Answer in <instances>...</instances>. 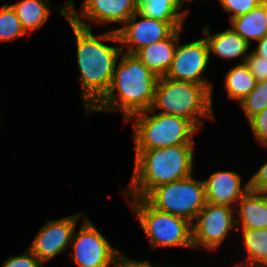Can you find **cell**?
Returning <instances> with one entry per match:
<instances>
[{"instance_id":"277c9868","label":"cell","mask_w":267,"mask_h":267,"mask_svg":"<svg viewBox=\"0 0 267 267\" xmlns=\"http://www.w3.org/2000/svg\"><path fill=\"white\" fill-rule=\"evenodd\" d=\"M212 95L203 85L158 77L150 109L160 114L182 116L200 129L204 124L201 119H215Z\"/></svg>"},{"instance_id":"f546056e","label":"cell","mask_w":267,"mask_h":267,"mask_svg":"<svg viewBox=\"0 0 267 267\" xmlns=\"http://www.w3.org/2000/svg\"><path fill=\"white\" fill-rule=\"evenodd\" d=\"M148 260H135L130 259L125 256H122V254L116 259L114 267H157L155 265H152ZM159 267V266H158Z\"/></svg>"},{"instance_id":"484cf974","label":"cell","mask_w":267,"mask_h":267,"mask_svg":"<svg viewBox=\"0 0 267 267\" xmlns=\"http://www.w3.org/2000/svg\"><path fill=\"white\" fill-rule=\"evenodd\" d=\"M258 143L267 147V107L248 121Z\"/></svg>"},{"instance_id":"7a4b0ae2","label":"cell","mask_w":267,"mask_h":267,"mask_svg":"<svg viewBox=\"0 0 267 267\" xmlns=\"http://www.w3.org/2000/svg\"><path fill=\"white\" fill-rule=\"evenodd\" d=\"M121 56L118 65L116 62L109 90L87 114L116 110L123 112L126 122L131 116L151 108L158 76L136 55L124 53Z\"/></svg>"},{"instance_id":"4316f807","label":"cell","mask_w":267,"mask_h":267,"mask_svg":"<svg viewBox=\"0 0 267 267\" xmlns=\"http://www.w3.org/2000/svg\"><path fill=\"white\" fill-rule=\"evenodd\" d=\"M44 264L28 248L23 255L9 256L6 261H2L1 267H42Z\"/></svg>"},{"instance_id":"e0dca14e","label":"cell","mask_w":267,"mask_h":267,"mask_svg":"<svg viewBox=\"0 0 267 267\" xmlns=\"http://www.w3.org/2000/svg\"><path fill=\"white\" fill-rule=\"evenodd\" d=\"M240 229H266L267 228V194L248 191L236 205ZM241 220V221H240Z\"/></svg>"},{"instance_id":"3957f363","label":"cell","mask_w":267,"mask_h":267,"mask_svg":"<svg viewBox=\"0 0 267 267\" xmlns=\"http://www.w3.org/2000/svg\"><path fill=\"white\" fill-rule=\"evenodd\" d=\"M194 145H174L135 150V163L129 188L132 198H145L154 188L192 175ZM131 187V188H130Z\"/></svg>"},{"instance_id":"30bf717a","label":"cell","mask_w":267,"mask_h":267,"mask_svg":"<svg viewBox=\"0 0 267 267\" xmlns=\"http://www.w3.org/2000/svg\"><path fill=\"white\" fill-rule=\"evenodd\" d=\"M209 58L210 52L205 37L185 44L178 43L165 77L203 85L212 94V83L203 77Z\"/></svg>"},{"instance_id":"4fadbf2b","label":"cell","mask_w":267,"mask_h":267,"mask_svg":"<svg viewBox=\"0 0 267 267\" xmlns=\"http://www.w3.org/2000/svg\"><path fill=\"white\" fill-rule=\"evenodd\" d=\"M84 213H77L57 220H47L28 247L44 264L71 246L78 220Z\"/></svg>"},{"instance_id":"9c48e42d","label":"cell","mask_w":267,"mask_h":267,"mask_svg":"<svg viewBox=\"0 0 267 267\" xmlns=\"http://www.w3.org/2000/svg\"><path fill=\"white\" fill-rule=\"evenodd\" d=\"M233 209L227 205L206 203L192 223L193 248L218 249L230 230L239 227Z\"/></svg>"},{"instance_id":"ba28073f","label":"cell","mask_w":267,"mask_h":267,"mask_svg":"<svg viewBox=\"0 0 267 267\" xmlns=\"http://www.w3.org/2000/svg\"><path fill=\"white\" fill-rule=\"evenodd\" d=\"M70 245L71 259L79 267H114L121 255L86 217L78 232L75 229Z\"/></svg>"},{"instance_id":"5b68a950","label":"cell","mask_w":267,"mask_h":267,"mask_svg":"<svg viewBox=\"0 0 267 267\" xmlns=\"http://www.w3.org/2000/svg\"><path fill=\"white\" fill-rule=\"evenodd\" d=\"M154 113L149 109L131 116L126 121L127 123L131 119L134 120L132 124L135 150L195 144L194 134L199 129L190 120L178 115Z\"/></svg>"},{"instance_id":"52a82bcc","label":"cell","mask_w":267,"mask_h":267,"mask_svg":"<svg viewBox=\"0 0 267 267\" xmlns=\"http://www.w3.org/2000/svg\"><path fill=\"white\" fill-rule=\"evenodd\" d=\"M145 199L154 208L191 223L207 203L204 181L195 180L193 174L154 188Z\"/></svg>"},{"instance_id":"5bb4252c","label":"cell","mask_w":267,"mask_h":267,"mask_svg":"<svg viewBox=\"0 0 267 267\" xmlns=\"http://www.w3.org/2000/svg\"><path fill=\"white\" fill-rule=\"evenodd\" d=\"M242 177L235 171H218L204 181L206 202L235 207L250 190L249 180L242 186Z\"/></svg>"},{"instance_id":"8fae6325","label":"cell","mask_w":267,"mask_h":267,"mask_svg":"<svg viewBox=\"0 0 267 267\" xmlns=\"http://www.w3.org/2000/svg\"><path fill=\"white\" fill-rule=\"evenodd\" d=\"M138 17L141 20L137 21ZM123 25L113 30L117 32L119 43H122V53L133 55L150 44L168 38L176 30L168 22L145 17L137 11Z\"/></svg>"},{"instance_id":"d6986e66","label":"cell","mask_w":267,"mask_h":267,"mask_svg":"<svg viewBox=\"0 0 267 267\" xmlns=\"http://www.w3.org/2000/svg\"><path fill=\"white\" fill-rule=\"evenodd\" d=\"M180 0H137V12L145 17L170 23L175 29L184 27L188 9L180 11Z\"/></svg>"},{"instance_id":"603a6c76","label":"cell","mask_w":267,"mask_h":267,"mask_svg":"<svg viewBox=\"0 0 267 267\" xmlns=\"http://www.w3.org/2000/svg\"><path fill=\"white\" fill-rule=\"evenodd\" d=\"M26 35L11 5L5 3L0 8V41H11Z\"/></svg>"},{"instance_id":"7402d4cb","label":"cell","mask_w":267,"mask_h":267,"mask_svg":"<svg viewBox=\"0 0 267 267\" xmlns=\"http://www.w3.org/2000/svg\"><path fill=\"white\" fill-rule=\"evenodd\" d=\"M224 80L227 97L238 103L253 90L257 82L245 62L228 70Z\"/></svg>"},{"instance_id":"cb8c5ba5","label":"cell","mask_w":267,"mask_h":267,"mask_svg":"<svg viewBox=\"0 0 267 267\" xmlns=\"http://www.w3.org/2000/svg\"><path fill=\"white\" fill-rule=\"evenodd\" d=\"M239 106L247 116V121L267 107V79L257 81L253 90L243 98Z\"/></svg>"},{"instance_id":"8992f818","label":"cell","mask_w":267,"mask_h":267,"mask_svg":"<svg viewBox=\"0 0 267 267\" xmlns=\"http://www.w3.org/2000/svg\"><path fill=\"white\" fill-rule=\"evenodd\" d=\"M128 203L139 218L152 249L176 246L193 248L191 222L154 208L145 198H132Z\"/></svg>"},{"instance_id":"f1b7e54d","label":"cell","mask_w":267,"mask_h":267,"mask_svg":"<svg viewBox=\"0 0 267 267\" xmlns=\"http://www.w3.org/2000/svg\"><path fill=\"white\" fill-rule=\"evenodd\" d=\"M250 191L267 194V161L249 179Z\"/></svg>"},{"instance_id":"6da1fadb","label":"cell","mask_w":267,"mask_h":267,"mask_svg":"<svg viewBox=\"0 0 267 267\" xmlns=\"http://www.w3.org/2000/svg\"><path fill=\"white\" fill-rule=\"evenodd\" d=\"M59 11L67 19L76 38L82 102L88 113L109 90L116 62L122 53L119 44L118 47H114L101 41L109 40L119 43V38L114 30L95 36L92 29L83 28L71 22L68 19V0L59 8Z\"/></svg>"},{"instance_id":"44dd1931","label":"cell","mask_w":267,"mask_h":267,"mask_svg":"<svg viewBox=\"0 0 267 267\" xmlns=\"http://www.w3.org/2000/svg\"><path fill=\"white\" fill-rule=\"evenodd\" d=\"M240 231L247 253V263H236V267H267V228Z\"/></svg>"},{"instance_id":"ffe728a7","label":"cell","mask_w":267,"mask_h":267,"mask_svg":"<svg viewBox=\"0 0 267 267\" xmlns=\"http://www.w3.org/2000/svg\"><path fill=\"white\" fill-rule=\"evenodd\" d=\"M49 0H21L11 4L26 34L41 28L50 17Z\"/></svg>"},{"instance_id":"ac0fdd59","label":"cell","mask_w":267,"mask_h":267,"mask_svg":"<svg viewBox=\"0 0 267 267\" xmlns=\"http://www.w3.org/2000/svg\"><path fill=\"white\" fill-rule=\"evenodd\" d=\"M230 27L248 44L267 35V0L246 14L230 20Z\"/></svg>"},{"instance_id":"83f0119b","label":"cell","mask_w":267,"mask_h":267,"mask_svg":"<svg viewBox=\"0 0 267 267\" xmlns=\"http://www.w3.org/2000/svg\"><path fill=\"white\" fill-rule=\"evenodd\" d=\"M245 64L256 78V81L267 79V58H263L253 51H250L245 60Z\"/></svg>"},{"instance_id":"9a60e30c","label":"cell","mask_w":267,"mask_h":267,"mask_svg":"<svg viewBox=\"0 0 267 267\" xmlns=\"http://www.w3.org/2000/svg\"><path fill=\"white\" fill-rule=\"evenodd\" d=\"M182 29H176L168 38L140 49L135 55L156 76H165L171 67Z\"/></svg>"},{"instance_id":"7c38bea8","label":"cell","mask_w":267,"mask_h":267,"mask_svg":"<svg viewBox=\"0 0 267 267\" xmlns=\"http://www.w3.org/2000/svg\"><path fill=\"white\" fill-rule=\"evenodd\" d=\"M136 11L137 0H84L79 15L74 1L68 0V19L87 29H92V25L86 23L85 19H89L93 24L116 22L124 24Z\"/></svg>"},{"instance_id":"1f68e13d","label":"cell","mask_w":267,"mask_h":267,"mask_svg":"<svg viewBox=\"0 0 267 267\" xmlns=\"http://www.w3.org/2000/svg\"><path fill=\"white\" fill-rule=\"evenodd\" d=\"M180 1H181V4H182V6H183V5H184V3H185V2H187V3H188V1H189V0H180Z\"/></svg>"},{"instance_id":"d4e9b609","label":"cell","mask_w":267,"mask_h":267,"mask_svg":"<svg viewBox=\"0 0 267 267\" xmlns=\"http://www.w3.org/2000/svg\"><path fill=\"white\" fill-rule=\"evenodd\" d=\"M265 0H219L224 11L231 13L229 20L246 14L259 6Z\"/></svg>"},{"instance_id":"4dcf8cb0","label":"cell","mask_w":267,"mask_h":267,"mask_svg":"<svg viewBox=\"0 0 267 267\" xmlns=\"http://www.w3.org/2000/svg\"><path fill=\"white\" fill-rule=\"evenodd\" d=\"M257 47L253 50L257 55L267 58V35L257 41Z\"/></svg>"},{"instance_id":"2e32d148","label":"cell","mask_w":267,"mask_h":267,"mask_svg":"<svg viewBox=\"0 0 267 267\" xmlns=\"http://www.w3.org/2000/svg\"><path fill=\"white\" fill-rule=\"evenodd\" d=\"M209 22L203 27L202 32L208 43L209 52L214 53L222 59L241 58L244 63L249 53L251 45L248 44L239 34L232 28H228L222 32L211 35Z\"/></svg>"}]
</instances>
